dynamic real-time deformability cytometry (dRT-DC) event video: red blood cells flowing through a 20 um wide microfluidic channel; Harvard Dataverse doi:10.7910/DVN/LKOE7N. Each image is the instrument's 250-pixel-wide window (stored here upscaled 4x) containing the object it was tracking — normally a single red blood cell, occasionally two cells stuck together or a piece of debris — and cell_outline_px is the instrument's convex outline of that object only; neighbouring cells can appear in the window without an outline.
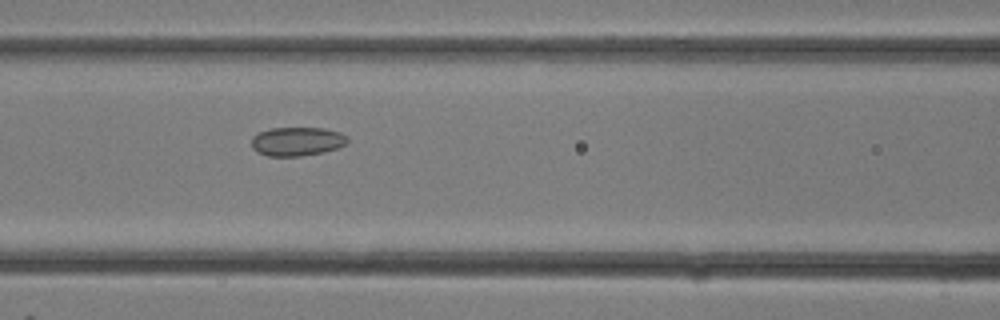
{"species": "common noctule bat (a hibernating species)", "species_latin": "Nyctalus noctula", "temperature_condition": "room temperature", "stored_images_in_passage": 26, "camera_frame_rate_fps": 3000, "um_per_image_px": 0.085, "animal": {"sex": "female"}, "frame": {"image": 1, "passage_image": 10, "time_ms": 3.0, "image_size_px": [1000, 320], "cell_outline_px": [[348, 140], [344, 144], [336, 148], [324, 152], [300, 156], [268, 156], [256, 152], [252, 148], [252, 136], [260, 132], [272, 128], [324, 128], [340, 132], [348, 136]], "centroid_in_image_um": [25.24, 12.02], "position_along_channel_um": 141.4, "area_um2": 16.13}}
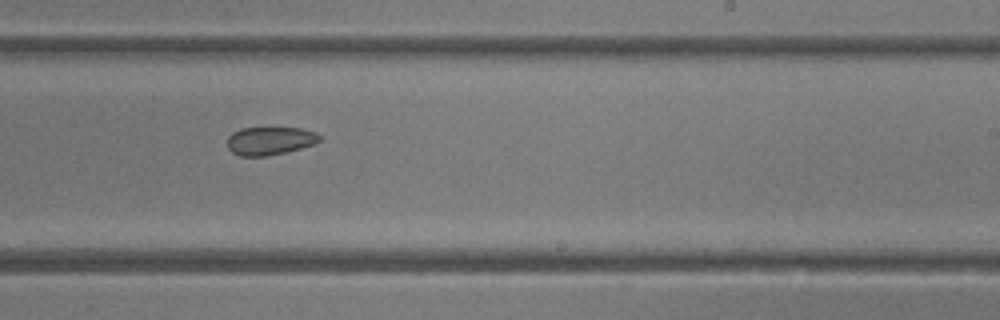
{"frame": {"image": 2, "passage_image": 15, "time_ms": 4.667, "image_size_px": [1000, 320], "cell_outline_px": [[320, 140], [312, 144], [300, 148], [268, 156], [240, 156], [232, 152], [228, 148], [228, 136], [232, 132], [240, 128], [300, 128], [316, 132], [320, 136]], "centroid_in_image_um": [22.9, 11.96], "position_along_channel_um": 266.1, "area_um2": 15.03}}
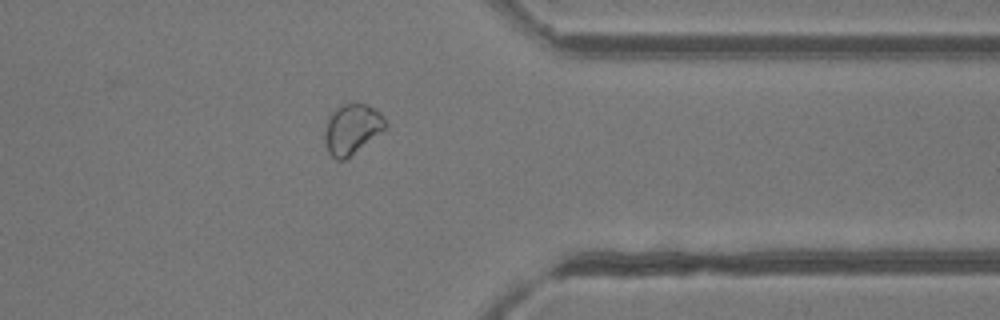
{"frame": {"image": 3, "passage_image": 20, "time_ms": 6.333, "image_size_px": [1000, 320], "cell_outline_px": [[388, 128], [344, 160], [336, 160], [328, 152], [324, 140], [324, 132], [328, 116], [336, 108], [344, 104], [368, 104], [376, 108], [384, 116], [388, 124]], "centroid_in_image_um": [29.95, 10.96], "position_along_channel_um": 381.5, "area_um2": 17.98}}